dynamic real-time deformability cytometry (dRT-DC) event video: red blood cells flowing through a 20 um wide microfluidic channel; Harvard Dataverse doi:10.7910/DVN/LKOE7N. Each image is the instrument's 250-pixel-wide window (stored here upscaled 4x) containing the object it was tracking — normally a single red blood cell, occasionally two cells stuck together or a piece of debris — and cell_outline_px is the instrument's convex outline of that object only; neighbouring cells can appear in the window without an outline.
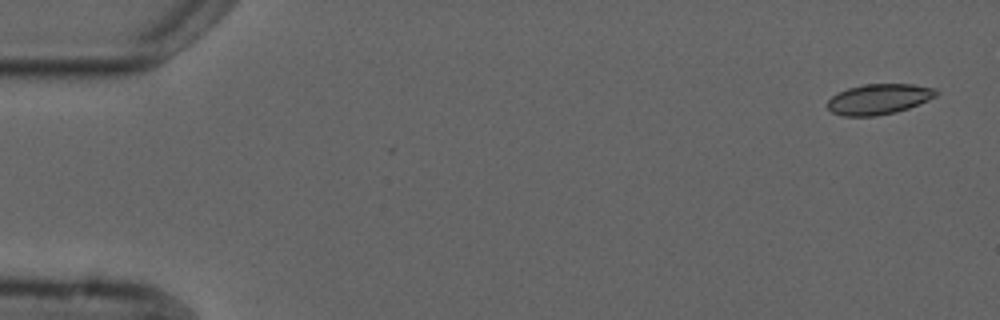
{"species": "common noctule bat (a hibernating species)", "species_latin": "Nyctalus noctula", "temperature_condition": "cold", "stored_images_in_passage": 5, "camera_frame_rate_fps": 3000, "um_per_image_px": 0.085, "animal": {"sex": "male", "forearm_length_mm": 52.5}, "frame": {"image": 1, "passage_image": 1, "time_ms": 0.0, "image_size_px": [1000, 320], "cell_outline_px": [[940, 92], [936, 96], [928, 100], [908, 108], [896, 112], [876, 116], [844, 116], [832, 112], [828, 108], [828, 100], [832, 96], [848, 88], [864, 84], [912, 84], [936, 88]], "centroid_in_image_um": [74.73, 8.42], "position_along_channel_um": 10.3, "area_um2": 19.25}}
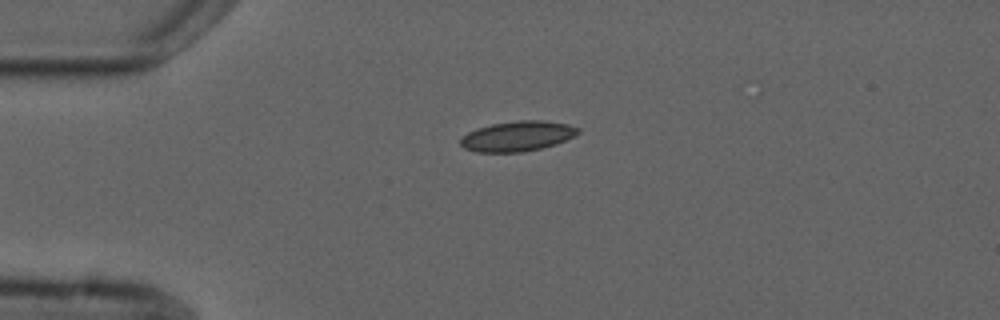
{"frame": {"image": 2, "passage_image": 4, "time_ms": 3.667, "image_size_px": [1000, 320], "cell_outline_px": [[580, 132], [576, 136], [556, 144], [524, 152], [476, 152], [464, 148], [460, 144], [460, 140], [468, 132], [476, 128], [492, 124], [516, 120], [544, 120], [568, 124], [580, 128]], "centroid_in_image_um": [44.01, 11.57], "position_along_channel_um": 41.0, "area_um2": 20.81}}